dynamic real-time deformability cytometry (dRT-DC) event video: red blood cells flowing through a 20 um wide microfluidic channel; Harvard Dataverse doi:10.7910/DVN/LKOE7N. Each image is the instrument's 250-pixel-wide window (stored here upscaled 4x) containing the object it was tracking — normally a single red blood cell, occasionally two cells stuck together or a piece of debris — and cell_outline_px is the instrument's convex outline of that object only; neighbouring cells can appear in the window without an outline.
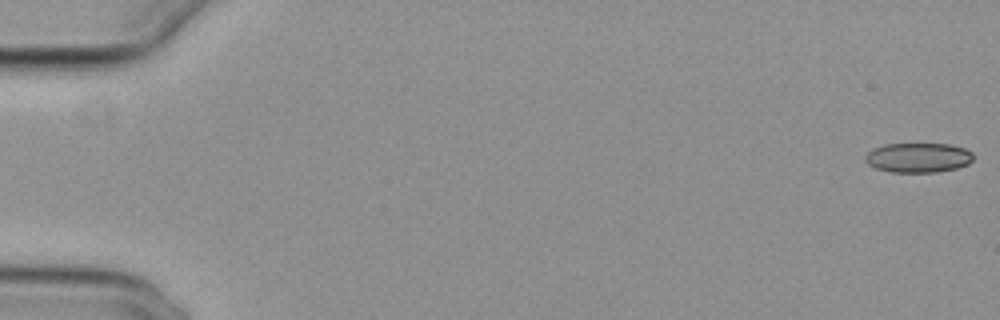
{"species": "common noctule bat (a hibernating species)", "species_latin": "Nyctalus noctula", "temperature_condition": "cold", "stored_images_in_passage": 12, "camera_frame_rate_fps": 3000, "um_per_image_px": 0.085, "animal": {"sex": "female", "body_mass_g": 29.2, "forearm_length_mm": 56.3}, "frame": {"image": 1, "passage_image": 1, "time_ms": 0.0, "image_size_px": [1000, 320], "cell_outline_px": [[972, 160], [968, 164], [956, 168], [936, 172], [888, 172], [876, 168], [868, 164], [864, 160], [864, 156], [872, 148], [884, 144], [948, 144], [964, 148], [972, 152]], "centroid_in_image_um": [78.0, 13.4], "position_along_channel_um": 7.0, "area_um2": 18.73}}